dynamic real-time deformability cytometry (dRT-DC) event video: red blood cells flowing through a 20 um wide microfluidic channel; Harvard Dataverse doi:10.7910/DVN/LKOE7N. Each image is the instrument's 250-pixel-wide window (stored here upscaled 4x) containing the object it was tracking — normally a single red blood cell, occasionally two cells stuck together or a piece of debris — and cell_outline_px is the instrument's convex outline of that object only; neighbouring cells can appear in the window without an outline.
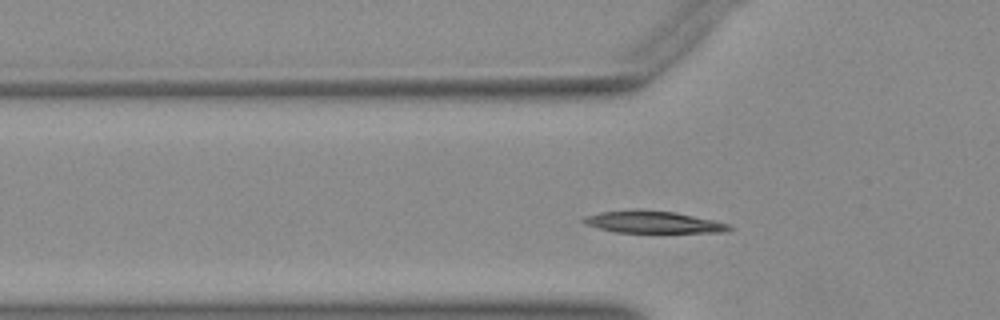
{"species": "Egyptian fruit bat (a non-hibernating species)", "species_latin": "Rousettus aegyptiacus", "temperature_condition": "warm", "stored_images_in_passage": 39, "camera_frame_rate_fps": 3000, "um_per_image_px": 0.085, "animal": {"sex": "female"}, "frame": {"image": 1, "passage_image": 10, "time_ms": 3.0, "image_size_px": [1000, 320], "cell_outline_px": [[732, 228], [728, 232], [616, 232], [584, 224], [580, 220], [588, 216], [600, 212], [676, 212], [712, 220], [728, 224]], "centroid_in_image_um": [55.57, 18.92], "position_along_channel_um": 70.2, "area_um2": 17.57}}
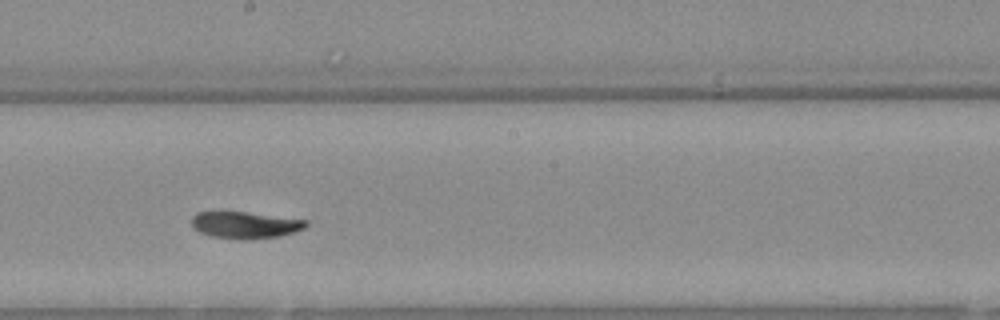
{"frame": {"image": 2, "passage_image": 22, "time_ms": 7.0, "image_size_px": [1000, 320], "cell_outline_px": [[308, 224], [304, 228], [296, 232], [280, 236], [252, 240], [240, 240], [212, 236], [200, 232], [192, 224], [192, 216], [196, 212], [244, 212], [308, 220]], "centroid_in_image_um": [20.87, 19.14], "position_along_channel_um": 227.3, "area_um2": 17.86}}
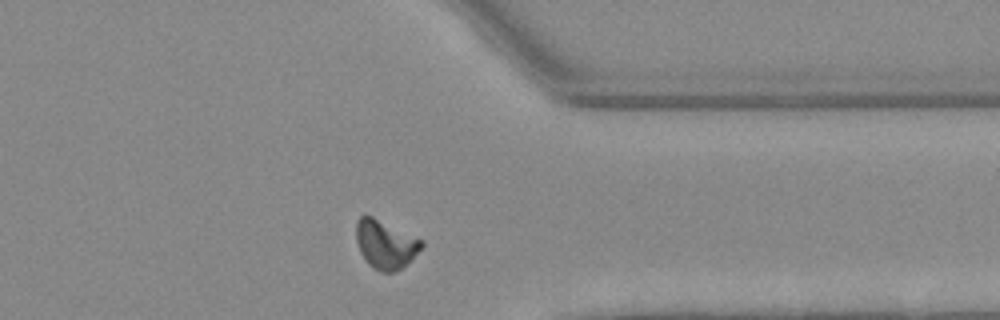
{"frame": {"image": 3, "passage_image": 34, "time_ms": 11.0, "image_size_px": [1000, 320], "cell_outline_px": [[424, 244], [400, 268], [392, 272], [380, 272], [372, 268], [368, 264], [360, 252], [356, 240], [356, 220], [360, 216], [372, 216], [424, 240]], "centroid_in_image_um": [32.72, 20.75], "position_along_channel_um": 378.7, "area_um2": 18.21}}